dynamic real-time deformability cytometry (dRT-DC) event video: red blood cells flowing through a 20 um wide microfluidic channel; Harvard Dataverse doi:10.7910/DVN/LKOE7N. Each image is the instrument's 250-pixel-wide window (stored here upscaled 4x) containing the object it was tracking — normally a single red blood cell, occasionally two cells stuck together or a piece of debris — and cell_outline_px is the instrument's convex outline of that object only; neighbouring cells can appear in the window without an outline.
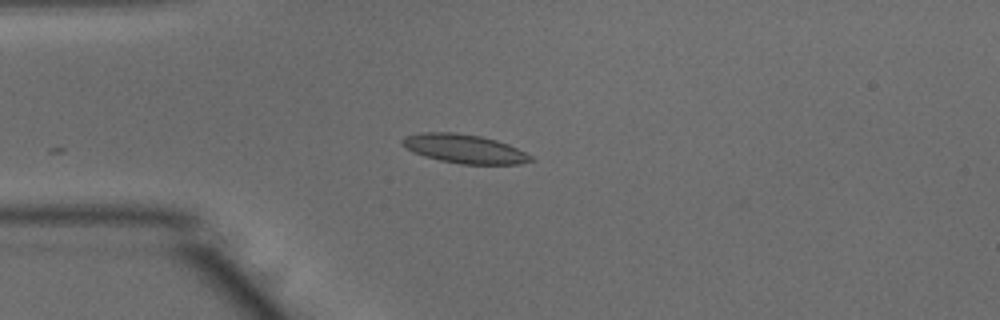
{"species": "common noctule bat (a hibernating species)", "species_latin": "Nyctalus noctula", "temperature_condition": "warm", "stored_images_in_passage": 17, "camera_frame_rate_fps": 3000, "um_per_image_px": 0.085, "animal": {"sex": "male", "body_mass_g": 15.6}, "frame": {"image": 1, "passage_image": 1, "time_ms": 0.0, "image_size_px": [1000, 320], "cell_outline_px": [[536, 160], [520, 164], [460, 164], [440, 160], [424, 156], [400, 144], [400, 140], [404, 136], [424, 132], [456, 132], [480, 136], [496, 140], [508, 144], [532, 156]], "centroid_in_image_um": [39.48, 12.64], "position_along_channel_um": 45.5, "area_um2": 21.56}}
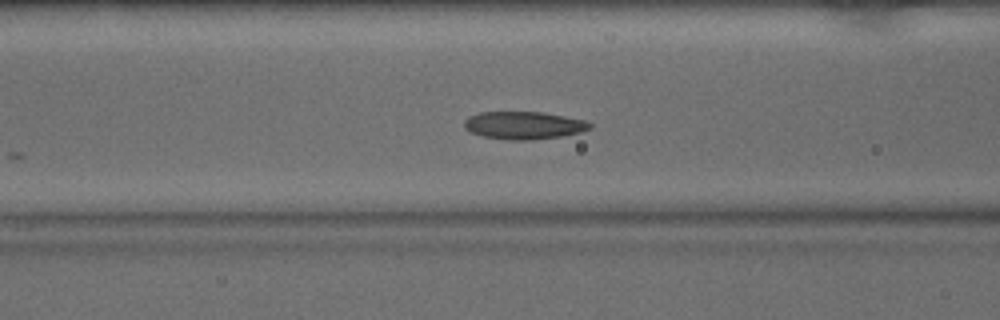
{"frame": {"image": 2, "passage_image": 8, "time_ms": 2.333, "image_size_px": [1000, 320], "cell_outline_px": [[592, 128], [580, 132], [564, 136], [532, 140], [512, 140], [484, 136], [472, 132], [464, 128], [464, 120], [468, 116], [480, 112], [540, 112], [564, 116], [584, 120], [592, 124]], "centroid_in_image_um": [44.53, 10.65], "position_along_channel_um": 122.1, "area_um2": 20.23}}
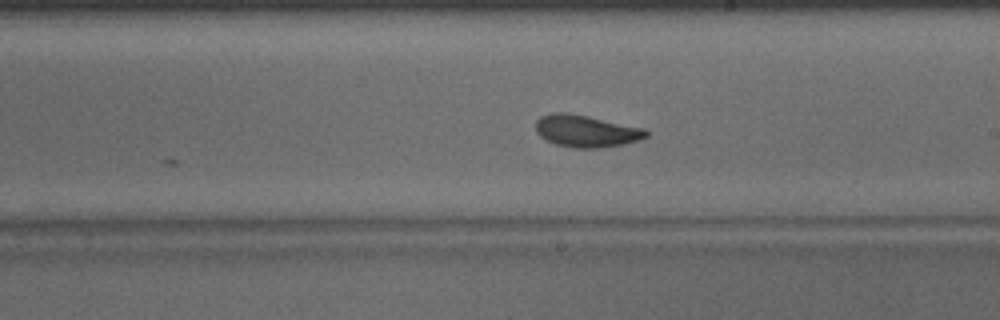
{"frame": {"image": 3, "passage_image": 17, "time_ms": 5.333, "image_size_px": [1000, 320], "cell_outline_px": [[648, 136], [640, 140], [624, 144], [600, 148], [572, 148], [556, 144], [540, 136], [536, 132], [536, 120], [540, 116], [552, 112], [564, 112], [588, 116], [644, 128], [648, 132]], "centroid_in_image_um": [49.82, 11.14], "position_along_channel_um": 239.2, "area_um2": 20.69}}